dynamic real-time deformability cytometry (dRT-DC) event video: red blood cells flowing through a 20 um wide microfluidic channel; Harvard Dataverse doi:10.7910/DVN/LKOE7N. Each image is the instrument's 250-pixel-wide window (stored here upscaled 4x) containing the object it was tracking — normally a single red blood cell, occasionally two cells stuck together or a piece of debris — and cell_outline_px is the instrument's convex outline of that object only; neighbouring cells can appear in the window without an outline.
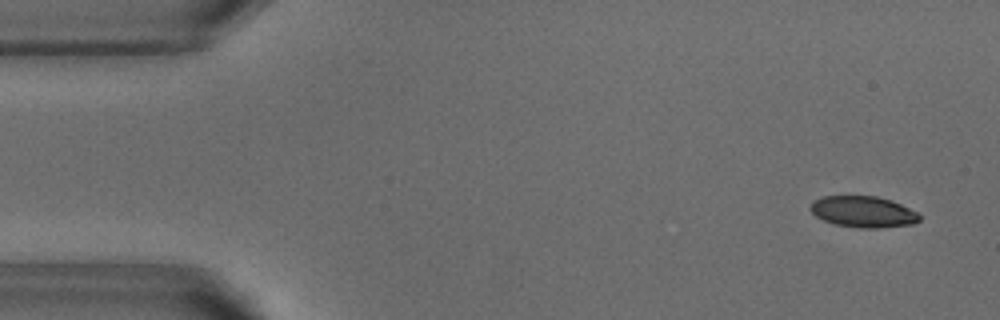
{"species": "common noctule bat (a hibernating species)", "species_latin": "Nyctalus noctula", "temperature_condition": "warm", "stored_images_in_passage": 52, "camera_frame_rate_fps": 3000, "um_per_image_px": 0.085, "animal": {"sex": "male", "body_mass_g": 18.8}, "frame": {"image": 1, "passage_image": 3, "time_ms": 0.667, "image_size_px": [1000, 320], "cell_outline_px": [[920, 220], [912, 224], [880, 228], [860, 228], [832, 224], [816, 216], [808, 208], [812, 200], [824, 196], [876, 196], [892, 200], [916, 212], [920, 216]], "centroid_in_image_um": [73.33, 18.0], "position_along_channel_um": 11.7, "area_um2": 19.94}}
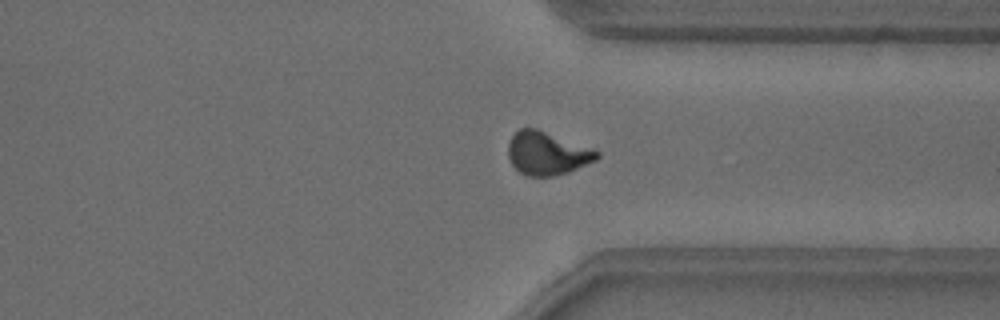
{"frame": {"image": 2, "passage_image": 39, "time_ms": 12.667, "image_size_px": [1000, 320], "cell_outline_px": [[600, 156], [596, 160], [568, 172], [552, 176], [528, 176], [520, 172], [512, 164], [508, 156], [508, 144], [512, 136], [520, 128], [536, 128], [600, 152]], "centroid_in_image_um": [46.48, 13.04], "position_along_channel_um": 364.9, "area_um2": 21.96}}
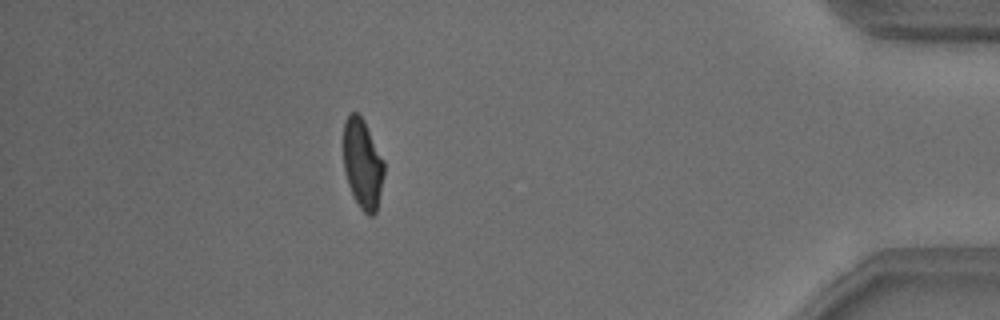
{"frame": {"image": 3, "passage_image": 46, "time_ms": 15.0, "image_size_px": [1000, 320], "cell_outline_px": [[384, 176], [376, 212], [372, 216], [368, 216], [360, 208], [352, 196], [348, 184], [344, 168], [344, 120], [352, 112], [356, 112], [364, 120], [384, 160]], "centroid_in_image_um": [30.82, 13.95], "position_along_channel_um": 404.4, "area_um2": 21.27}, "authors_computed_cell_mechanics": {"area_um2": 21.9351, "velocity_mm_per_s": 3.8483, "shape_relaxation_time_tau1_ms": 5.8138, "shape_relaxation_time_tau2_ms": 1.4813, "deformation_change_tau1": 0.1995, "deformation_change_tau2": 0.0615}}